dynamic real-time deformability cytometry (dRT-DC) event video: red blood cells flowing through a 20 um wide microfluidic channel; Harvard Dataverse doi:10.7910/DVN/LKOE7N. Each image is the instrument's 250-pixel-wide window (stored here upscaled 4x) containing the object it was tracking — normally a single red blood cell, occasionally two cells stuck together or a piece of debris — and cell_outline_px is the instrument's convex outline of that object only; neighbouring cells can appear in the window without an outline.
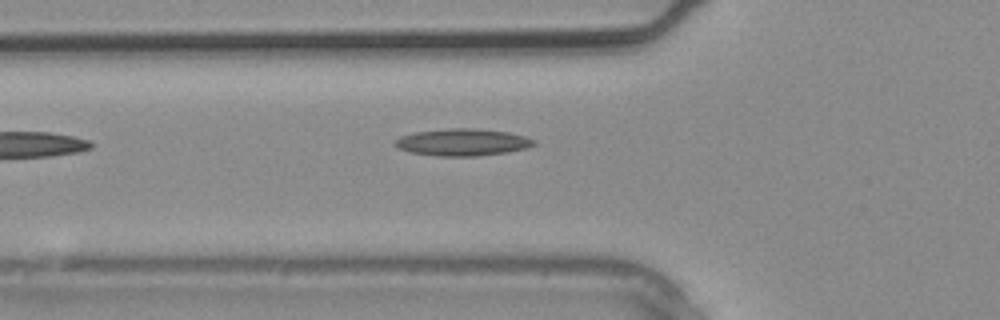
{"species": "common noctule bat (a hibernating species)", "species_latin": "Nyctalus noctula", "temperature_condition": "warm", "stored_images_in_passage": 2, "camera_frame_rate_fps": 3000, "um_per_image_px": 0.085, "animal": {"sex": "male", "body_mass_g": 20.4}, "frame": {"image": 1, "passage_image": 2, "time_ms": 0.333, "image_size_px": [1000, 320], "cell_outline_px": [[536, 144], [528, 148], [508, 152], [476, 156], [436, 156], [412, 152], [400, 148], [396, 144], [396, 140], [400, 136], [416, 132], [448, 128], [472, 128], [508, 132], [524, 136], [536, 140]], "centroid_in_image_um": [39.38, 12.09], "position_along_channel_um": 86.4, "area_um2": 21.73}}